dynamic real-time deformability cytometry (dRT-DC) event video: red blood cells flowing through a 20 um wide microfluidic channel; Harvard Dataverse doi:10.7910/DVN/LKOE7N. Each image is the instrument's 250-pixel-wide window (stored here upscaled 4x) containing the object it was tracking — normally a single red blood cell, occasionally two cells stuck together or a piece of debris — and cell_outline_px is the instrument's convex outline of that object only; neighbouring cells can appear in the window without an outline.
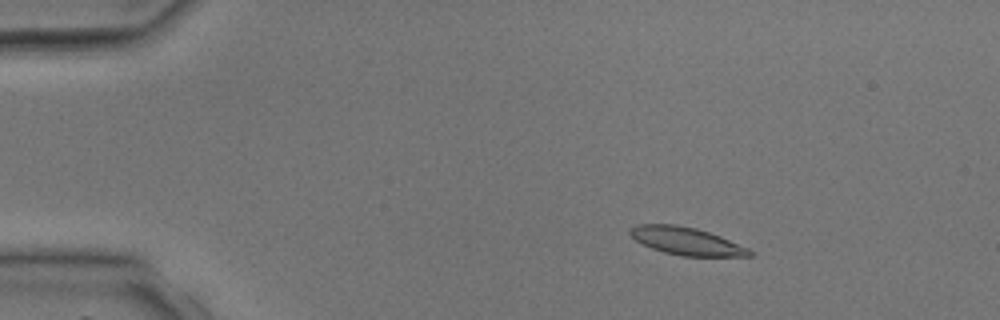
{"species": "common noctule bat (a hibernating species)", "species_latin": "Nyctalus noctula", "temperature_condition": "room temperature", "stored_images_in_passage": 2, "camera_frame_rate_fps": 3000, "um_per_image_px": 0.085, "animal": {"sex": "male", "body_mass_g": 17.9, "forearm_length_mm": 54.2}, "frame": {"image": 1, "passage_image": 1, "time_ms": 0.0, "image_size_px": [1000, 320], "cell_outline_px": [[752, 256], [680, 256], [664, 252], [652, 248], [636, 240], [628, 232], [628, 228], [636, 224], [676, 224], [696, 228], [720, 236], [748, 248], [752, 252]], "centroid_in_image_um": [58.31, 20.48], "position_along_channel_um": 26.7, "area_um2": 19.19}}